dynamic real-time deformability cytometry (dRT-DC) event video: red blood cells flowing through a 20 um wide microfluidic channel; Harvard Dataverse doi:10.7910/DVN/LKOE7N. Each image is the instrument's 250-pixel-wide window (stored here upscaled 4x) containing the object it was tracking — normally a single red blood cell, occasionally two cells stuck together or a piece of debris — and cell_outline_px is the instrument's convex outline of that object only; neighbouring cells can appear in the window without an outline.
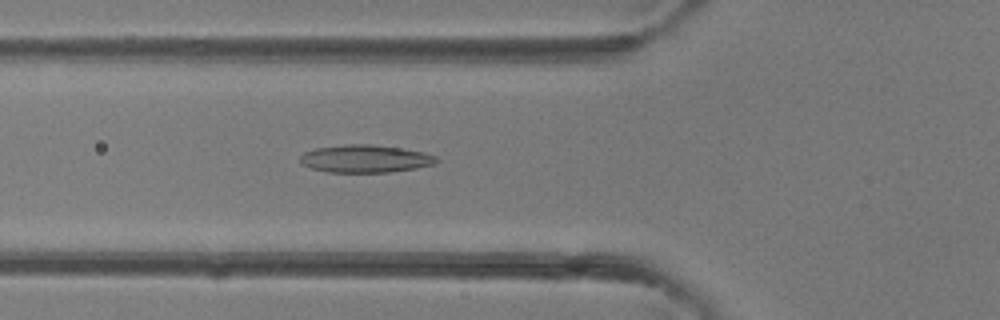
{"species": "common noctule bat (a hibernating species)", "species_latin": "Nyctalus noctula", "temperature_condition": "room temperature", "stored_images_in_passage": 37, "camera_frame_rate_fps": 3000, "um_per_image_px": 0.085, "animal": {"sex": "female"}, "frame": {"image": 1, "passage_image": 11, "time_ms": 3.333, "image_size_px": [1000, 320], "cell_outline_px": [[440, 160], [432, 164], [416, 168], [392, 172], [328, 172], [312, 168], [300, 164], [300, 156], [304, 152], [316, 148], [344, 144], [372, 144], [400, 148], [424, 152], [436, 156]], "centroid_in_image_um": [31.03, 13.49], "position_along_channel_um": 94.8, "area_um2": 22.02}}
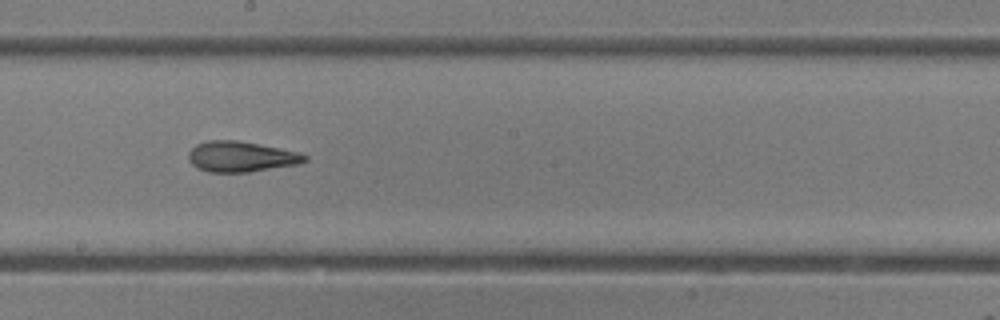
{"frame": {"image": 2, "passage_image": 19, "time_ms": 6.0, "image_size_px": [1000, 320], "cell_outline_px": [[308, 160], [296, 164], [248, 172], [208, 172], [196, 168], [188, 160], [188, 152], [196, 144], [208, 140], [236, 140], [280, 148], [300, 152], [308, 156]], "centroid_in_image_um": [20.46, 13.31], "position_along_channel_um": 227.7, "area_um2": 20.69}}
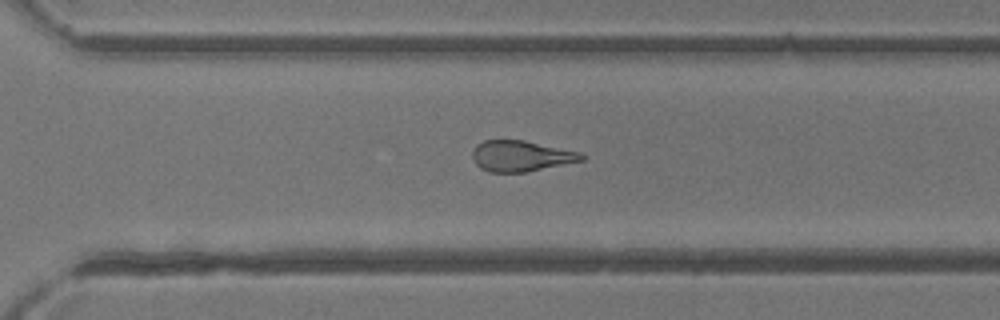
{"frame": {"image": 3, "passage_image": 25, "time_ms": 8.0, "image_size_px": [1000, 320], "cell_outline_px": [[584, 160], [524, 172], [488, 172], [480, 168], [472, 160], [472, 148], [476, 144], [484, 140], [524, 140], [580, 152], [584, 156]], "centroid_in_image_um": [44.22, 13.25], "position_along_channel_um": 326.4, "area_um2": 19.59}}